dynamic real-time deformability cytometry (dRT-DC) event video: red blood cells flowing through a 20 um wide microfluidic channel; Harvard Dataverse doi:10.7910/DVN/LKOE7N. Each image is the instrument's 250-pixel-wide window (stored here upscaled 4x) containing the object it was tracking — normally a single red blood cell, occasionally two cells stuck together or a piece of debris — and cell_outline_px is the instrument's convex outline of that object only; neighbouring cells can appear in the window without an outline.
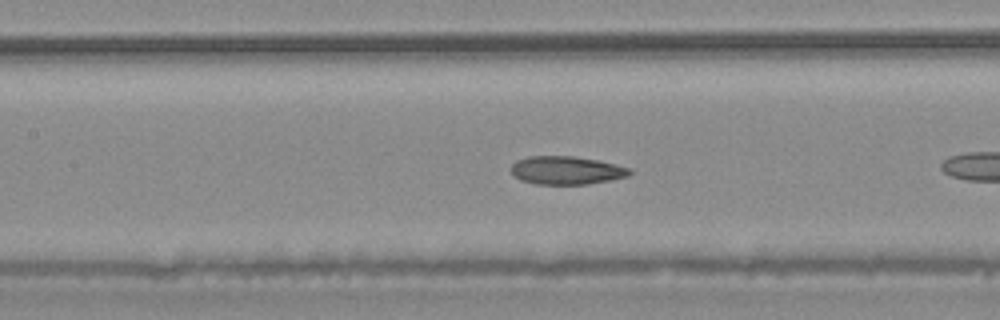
{"species": "common noctule bat (a hibernating species)", "species_latin": "Nyctalus noctula", "temperature_condition": "warm", "stored_images_in_passage": 15, "camera_frame_rate_fps": 3000, "um_per_image_px": 0.085, "animal": {"sex": "male", "body_mass_g": 20.4}, "frame": {"image": 1, "passage_image": 7, "time_ms": 2.0, "image_size_px": [1000, 320], "cell_outline_px": [[632, 172], [628, 176], [612, 180], [588, 184], [536, 184], [520, 180], [512, 172], [512, 164], [516, 160], [528, 156], [572, 156], [596, 160], [632, 168]], "centroid_in_image_um": [48.16, 14.48], "position_along_channel_um": 159.2, "area_um2": 19.48}}